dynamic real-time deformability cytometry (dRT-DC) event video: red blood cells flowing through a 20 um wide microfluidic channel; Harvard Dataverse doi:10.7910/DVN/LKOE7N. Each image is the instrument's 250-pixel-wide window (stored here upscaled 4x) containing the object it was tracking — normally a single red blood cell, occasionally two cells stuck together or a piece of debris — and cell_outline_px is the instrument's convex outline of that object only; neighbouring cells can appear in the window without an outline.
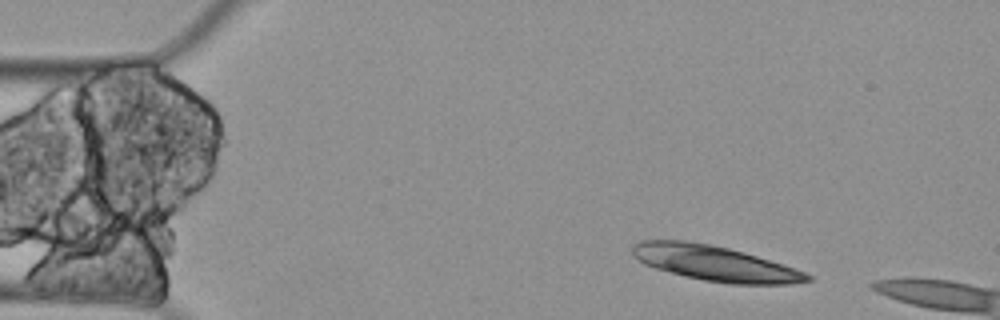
{"species": "Egyptian fruit bat (a non-hibernating species)", "species_latin": "Rousettus aegyptiacus", "temperature_condition": "cold", "stored_images_in_passage": 5, "camera_frame_rate_fps": 3000, "um_per_image_px": 0.085, "animal": {"sex": "female"}, "frame": {"image": 1, "passage_image": 1, "time_ms": 0.0, "image_size_px": [1000, 320], "cell_outline_px": [[812, 280], [792, 284], [728, 284], [704, 280], [656, 268], [644, 264], [632, 256], [632, 248], [640, 240], [684, 240], [712, 244], [744, 252], [784, 264], [804, 272], [812, 276]], "centroid_in_image_um": [60.77, 22.37], "position_along_channel_um": 24.2, "area_um2": 35.78}}
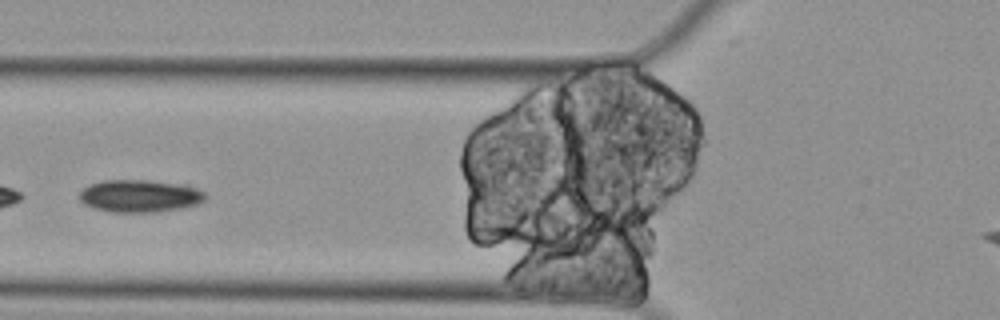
{"frame": {"image": 2, "passage_image": 5, "time_ms": 1.333, "image_size_px": [1000, 320], "cell_outline_px": [[208, 196], [204, 200], [196, 204], [184, 208], [160, 212], [112, 212], [92, 208], [84, 204], [80, 200], [80, 192], [84, 188], [92, 184], [104, 180], [148, 180], [188, 184], [204, 192]], "centroid_in_image_um": [11.93, 16.66], "position_along_channel_um": 113.9, "area_um2": 24.1}}